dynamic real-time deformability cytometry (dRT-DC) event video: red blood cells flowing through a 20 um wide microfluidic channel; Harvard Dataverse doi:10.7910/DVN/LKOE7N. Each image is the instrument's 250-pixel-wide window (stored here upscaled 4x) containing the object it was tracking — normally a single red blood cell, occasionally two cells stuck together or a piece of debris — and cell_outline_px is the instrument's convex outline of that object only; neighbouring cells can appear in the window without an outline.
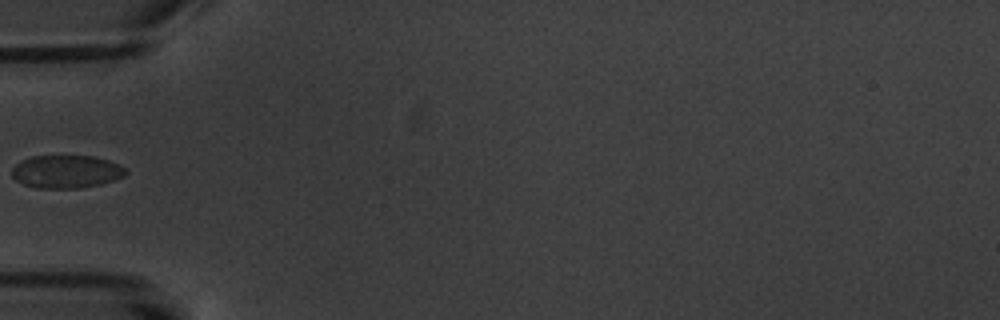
{"species": "common noctule bat (a hibernating species)", "species_latin": "Nyctalus noctula", "temperature_condition": "warm", "stored_images_in_passage": 5, "camera_frame_rate_fps": 3000, "um_per_image_px": 0.085, "animal": {"sex": "male", "body_mass_g": 20.1, "forearm_length_mm": 53.5}, "frame": {"image": 1, "passage_image": 5, "time_ms": 5.667, "image_size_px": [1000, 320], "cell_outline_px": [[128, 172], [124, 176], [100, 184], [80, 188], [36, 188], [24, 184], [16, 180], [12, 176], [12, 168], [20, 160], [32, 156], [92, 156], [108, 160], [124, 168]], "centroid_in_image_um": [5.6, 14.59], "position_along_channel_um": 79.4, "area_um2": 21.73}}